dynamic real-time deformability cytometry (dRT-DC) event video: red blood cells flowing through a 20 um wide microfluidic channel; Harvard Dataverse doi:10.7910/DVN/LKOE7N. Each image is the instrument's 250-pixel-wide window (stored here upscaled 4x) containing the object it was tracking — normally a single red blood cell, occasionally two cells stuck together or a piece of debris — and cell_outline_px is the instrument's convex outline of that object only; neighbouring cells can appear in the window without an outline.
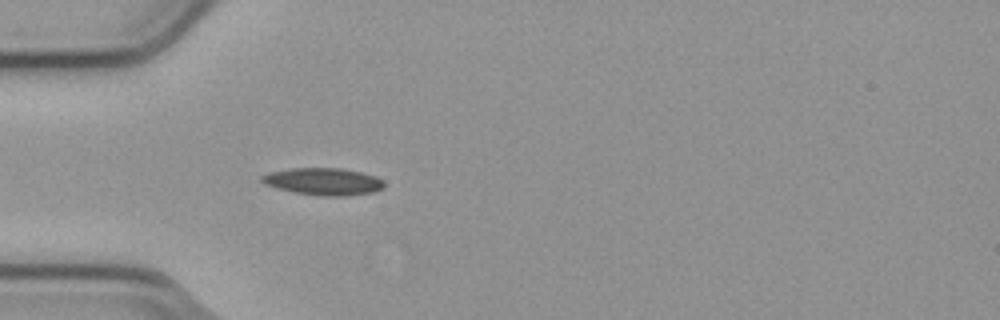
{"species": "common noctule bat (a hibernating species)", "species_latin": "Nyctalus noctula", "temperature_condition": "cold", "stored_images_in_passage": 5, "camera_frame_rate_fps": 3000, "um_per_image_px": 0.085, "animal": {"sex": "male", "body_mass_g": 23.1, "forearm_length_mm": 52.7}, "frame": {"image": 1, "passage_image": 5, "time_ms": 1.333, "image_size_px": [1000, 320], "cell_outline_px": [[384, 188], [372, 192], [344, 196], [324, 196], [296, 192], [276, 188], [264, 184], [260, 180], [260, 176], [268, 172], [292, 168], [344, 168], [376, 176], [384, 180]], "centroid_in_image_um": [27.48, 15.42], "position_along_channel_um": 57.5, "area_um2": 19.42}}